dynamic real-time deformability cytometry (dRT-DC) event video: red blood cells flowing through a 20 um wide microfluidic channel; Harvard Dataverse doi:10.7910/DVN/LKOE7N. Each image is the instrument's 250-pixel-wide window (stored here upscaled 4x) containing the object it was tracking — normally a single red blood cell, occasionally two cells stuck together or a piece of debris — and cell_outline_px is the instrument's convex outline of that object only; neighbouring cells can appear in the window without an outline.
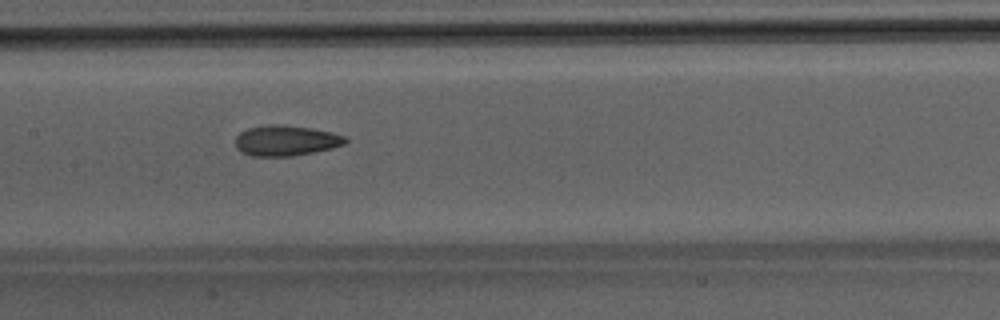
{"species": "Egyptian fruit bat (a non-hibernating species)", "species_latin": "Rousettus aegyptiacus", "temperature_condition": "room temperature", "stored_images_in_passage": 49, "camera_frame_rate_fps": 3000, "um_per_image_px": 0.085, "animal": {"sex": "male"}, "frame": {"image": 1, "passage_image": 25, "time_ms": 8.0, "image_size_px": [1000, 320], "cell_outline_px": [[348, 140], [344, 144], [332, 148], [292, 156], [252, 156], [240, 152], [236, 148], [236, 136], [240, 132], [248, 128], [268, 124], [276, 124], [312, 128], [332, 132], [344, 136]], "centroid_in_image_um": [24.28, 11.95], "position_along_channel_um": 183.1, "area_um2": 19.54}}
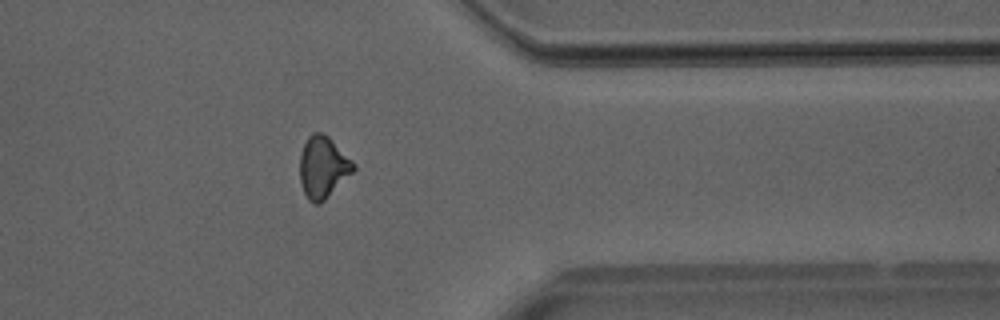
{"frame": {"image": 2, "passage_image": 40, "time_ms": 13.0, "image_size_px": [1000, 320], "cell_outline_px": [[356, 168], [320, 204], [312, 204], [308, 200], [304, 192], [300, 180], [300, 152], [308, 136], [312, 132], [320, 132], [328, 136], [356, 164]], "centroid_in_image_um": [27.43, 14.2], "position_along_channel_um": 384.0, "area_um2": 19.13}}
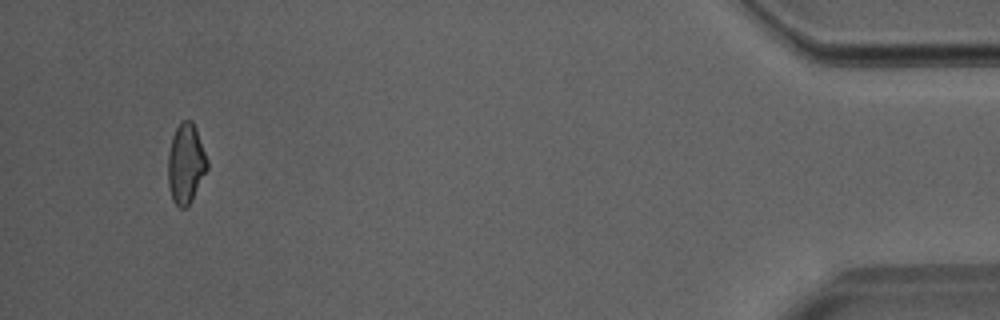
{"frame": {"image": 3, "passage_image": 47, "time_ms": 15.333, "image_size_px": [1000, 320], "cell_outline_px": [[208, 168], [192, 200], [184, 208], [180, 208], [172, 200], [168, 184], [168, 152], [172, 136], [180, 120], [192, 120], [196, 128], [208, 160]], "centroid_in_image_um": [15.79, 13.89], "position_along_channel_um": 419.4, "area_um2": 18.38}}